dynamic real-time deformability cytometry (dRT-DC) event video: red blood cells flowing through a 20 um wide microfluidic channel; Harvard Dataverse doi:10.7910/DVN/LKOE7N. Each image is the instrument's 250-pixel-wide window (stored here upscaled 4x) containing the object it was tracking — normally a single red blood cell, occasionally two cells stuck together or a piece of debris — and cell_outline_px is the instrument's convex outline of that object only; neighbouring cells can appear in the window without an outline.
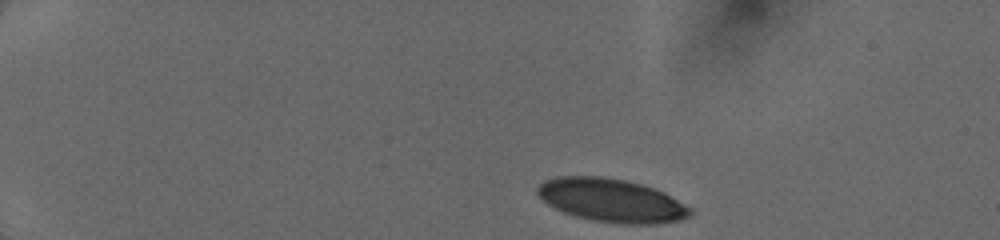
{"species": "human", "species_latin": "Homo sapiens", "temperature_condition": "cold", "stored_images_in_passage": 50, "camera_frame_rate_fps": 3000, "um_per_image_px": 0.085, "donor": {"sex": "female"}, "frame": {"image": 1, "passage_image": 1, "time_ms": 0.0, "image_size_px": [1000, 240], "cell_outline_px": [[692, 216], [680, 220], [656, 224], [616, 224], [592, 220], [576, 216], [564, 212], [548, 204], [536, 192], [536, 188], [544, 180], [560, 176], [604, 176], [624, 180], [656, 188], [664, 192], [692, 208]], "centroid_in_image_um": [52.01, 17.04], "position_along_channel_um": 33.0, "area_um2": 38.73}}
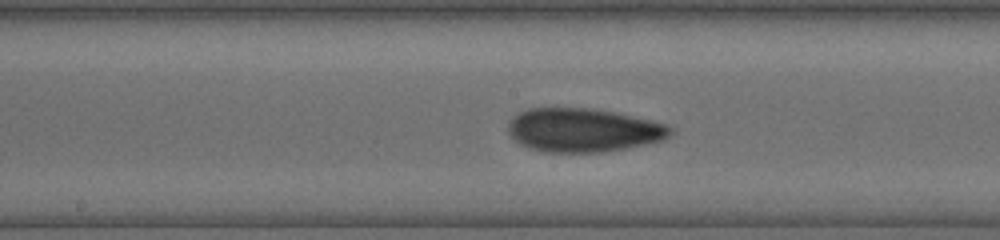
{"frame": {"image": 2, "passage_image": 23, "time_ms": 6.333, "image_size_px": [1000, 240], "cell_outline_px": [[676, 132], [664, 140], [628, 148], [604, 152], [544, 152], [520, 144], [508, 132], [508, 120], [512, 116], [528, 108], [592, 108], [652, 120], [668, 124], [676, 128]], "centroid_in_image_um": [49.63, 11.06], "position_along_channel_um": 198.6, "area_um2": 41.67}}
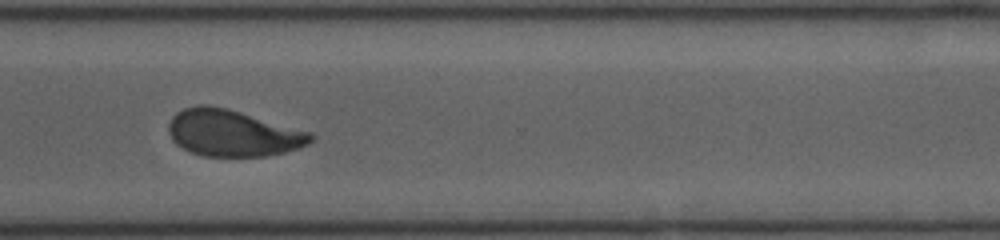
{"frame": {"image": 3, "passage_image": 49, "time_ms": 10.0, "image_size_px": [1000, 240], "cell_outline_px": [[316, 136], [308, 144], [284, 152], [268, 156], [204, 156], [192, 152], [176, 144], [172, 140], [168, 132], [168, 124], [172, 116], [176, 112], [184, 108], [196, 104], [208, 104], [228, 108], [312, 132]], "centroid_in_image_um": [19.77, 11.29], "position_along_channel_um": 350.8, "area_um2": 38.84}}